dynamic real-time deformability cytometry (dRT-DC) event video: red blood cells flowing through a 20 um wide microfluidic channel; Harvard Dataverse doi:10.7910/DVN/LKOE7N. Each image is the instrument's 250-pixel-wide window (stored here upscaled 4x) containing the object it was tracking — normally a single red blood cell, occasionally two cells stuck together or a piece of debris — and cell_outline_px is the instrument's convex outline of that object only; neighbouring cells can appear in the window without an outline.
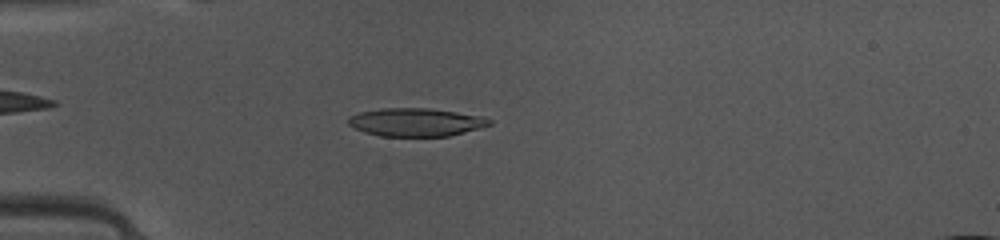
{"species": "common noctule bat (a hibernating species)", "species_latin": "Nyctalus noctula", "temperature_condition": "warm", "stored_images_in_passage": 30, "camera_frame_rate_fps": 3000, "um_per_image_px": 0.085, "animal": {"sex": "female", "body_mass_g": 10.0, "forearm_length_mm": 53.1}, "frame": {"image": 1, "passage_image": 2, "time_ms": 0.333, "image_size_px": [1000, 240], "cell_outline_px": [[492, 124], [480, 128], [448, 136], [380, 136], [364, 132], [348, 124], [348, 116], [360, 112], [384, 108], [428, 108], [484, 116], [492, 120]], "centroid_in_image_um": [35.36, 10.38], "position_along_channel_um": 49.6, "area_um2": 23.12}}
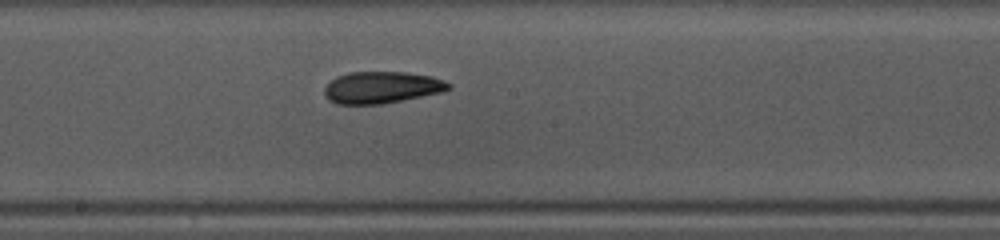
{"frame": {"image": 2, "passage_image": 15, "time_ms": 4.667, "image_size_px": [1000, 240], "cell_outline_px": [[452, 88], [444, 92], [380, 104], [336, 104], [328, 100], [324, 96], [324, 88], [336, 76], [348, 72], [404, 72], [432, 76], [444, 80], [452, 84]], "centroid_in_image_um": [32.46, 7.43], "position_along_channel_um": 215.7, "area_um2": 23.18}}
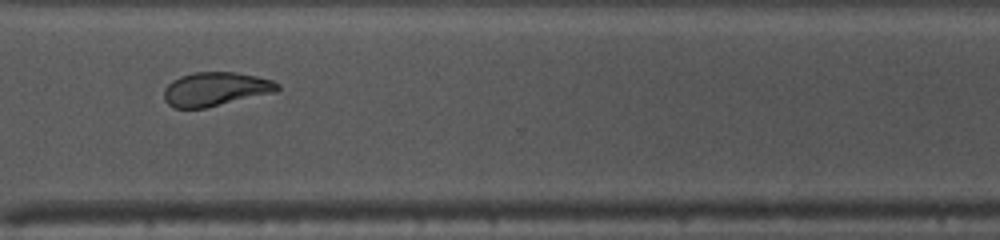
{"frame": {"image": 3, "passage_image": 25, "time_ms": 8.0, "image_size_px": [1000, 240], "cell_outline_px": [[280, 88], [276, 92], [204, 108], [172, 108], [164, 100], [164, 88], [172, 80], [180, 76], [196, 72], [236, 72], [256, 76], [272, 80], [280, 84]], "centroid_in_image_um": [18.31, 7.57], "position_along_channel_um": 352.3, "area_um2": 22.43}, "authors_computed_cell_mechanics": {"area_um2": 22.831, "velocity_mm_per_s": 4.1145, "shape_relaxation_time_tau1_ms": 8.3001, "shape_relaxation_time_tau2_ms": 3.0248, "deformation_change_tau1": 0.2284, "deformation_change_tau2": 0.0958}}